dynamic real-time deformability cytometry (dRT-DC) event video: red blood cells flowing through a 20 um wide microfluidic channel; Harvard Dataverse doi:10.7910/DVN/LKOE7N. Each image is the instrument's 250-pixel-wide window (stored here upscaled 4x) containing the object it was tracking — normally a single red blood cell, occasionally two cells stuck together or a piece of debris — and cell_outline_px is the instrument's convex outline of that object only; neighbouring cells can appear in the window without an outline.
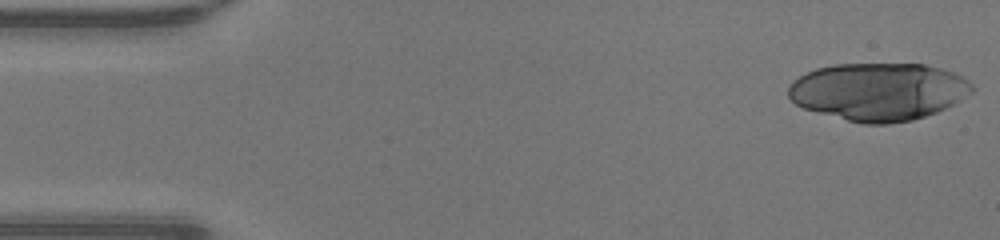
{"species": "human", "species_latin": "Homo sapiens", "temperature_condition": "warm", "stored_images_in_passage": 46, "camera_frame_rate_fps": 3000, "um_per_image_px": 0.085, "donor": {"sex": "male"}, "frame": {"image": 1, "passage_image": 1, "time_ms": 0.0, "image_size_px": [1000, 240], "cell_outline_px": [[976, 88], [972, 92], [960, 100], [936, 112], [912, 120], [888, 124], [864, 124], [848, 120], [804, 108], [796, 104], [788, 96], [788, 88], [800, 76], [816, 68], [836, 64], [924, 64], [940, 68], [952, 72], [968, 80]], "centroid_in_image_um": [74.69, 7.78], "position_along_channel_um": 10.3, "area_um2": 61.33}}
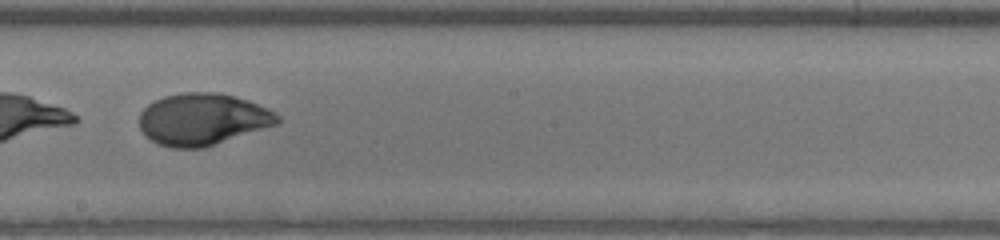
{"frame": {"image": 2, "passage_image": 26, "time_ms": 8.333, "image_size_px": [1000, 240], "cell_outline_px": [[280, 120], [276, 124], [204, 148], [172, 148], [160, 144], [152, 140], [140, 128], [140, 112], [148, 104], [164, 96], [184, 92], [216, 92], [248, 100], [268, 108], [276, 112], [280, 116]], "centroid_in_image_um": [17.23, 10.13], "position_along_channel_um": 231.0, "area_um2": 41.44}}
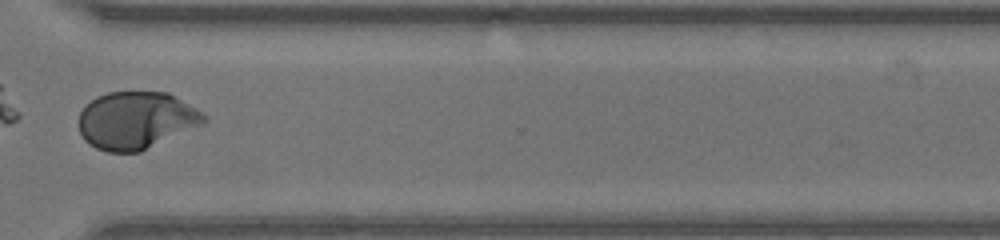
{"frame": {"image": 3, "passage_image": 35, "time_ms": 11.333, "image_size_px": [1000, 240], "cell_outline_px": [[208, 120], [204, 124], [140, 152], [108, 152], [96, 148], [88, 144], [84, 140], [80, 132], [80, 112], [96, 96], [108, 92], [168, 92], [196, 108]], "centroid_in_image_um": [11.58, 10.24], "position_along_channel_um": 359.0, "area_um2": 41.79}}